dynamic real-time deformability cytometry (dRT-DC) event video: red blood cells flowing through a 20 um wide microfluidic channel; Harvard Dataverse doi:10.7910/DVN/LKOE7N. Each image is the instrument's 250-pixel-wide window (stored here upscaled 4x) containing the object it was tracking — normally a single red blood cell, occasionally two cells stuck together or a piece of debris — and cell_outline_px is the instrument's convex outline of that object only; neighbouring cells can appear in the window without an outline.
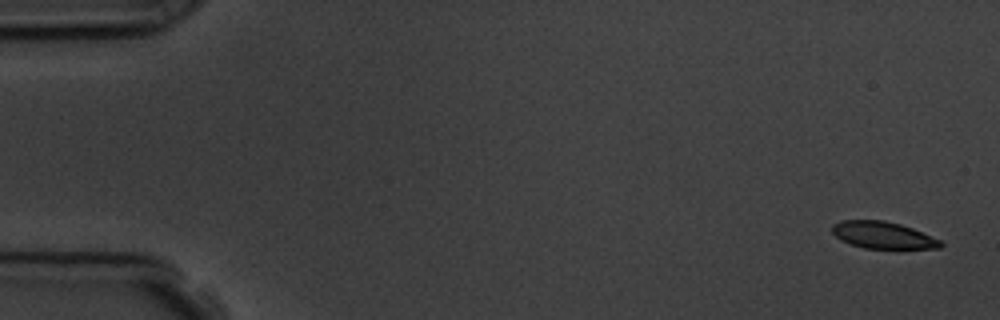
{"species": "common noctule bat (a hibernating species)", "species_latin": "Nyctalus noctula", "temperature_condition": "room temperature", "stored_images_in_passage": 4, "camera_frame_rate_fps": 3000, "um_per_image_px": 0.085, "animal": {"sex": "male", "body_mass_g": 19.5, "forearm_length_mm": 54.6}, "frame": {"image": 1, "passage_image": 1, "time_ms": 0.0, "image_size_px": [1000, 320], "cell_outline_px": [[944, 244], [940, 248], [864, 248], [840, 240], [832, 232], [832, 224], [840, 220], [884, 220], [900, 224], [912, 228], [940, 240]], "centroid_in_image_um": [75.02, 19.97], "position_along_channel_um": 10.0, "area_um2": 16.88}}
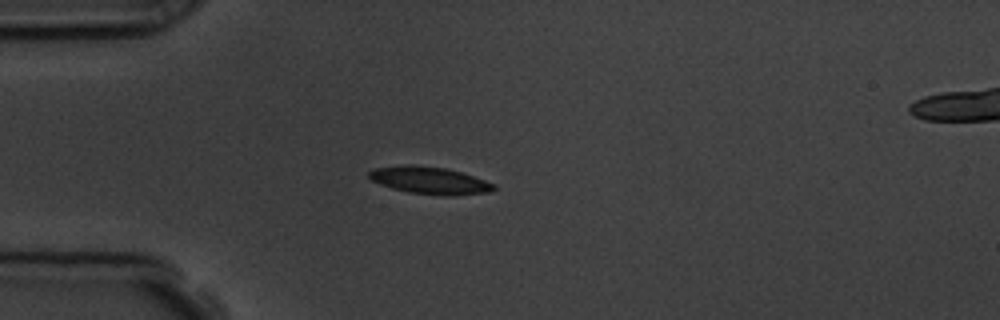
{"frame": {"image": 2, "passage_image": 4, "time_ms": 4.333, "image_size_px": [1000, 320], "cell_outline_px": [[496, 188], [488, 192], [452, 196], [440, 196], [408, 192], [392, 188], [380, 184], [372, 180], [368, 176], [368, 172], [372, 168], [404, 164], [408, 164], [444, 168], [460, 172], [496, 184]], "centroid_in_image_um": [36.49, 15.34], "position_along_channel_um": 48.5, "area_um2": 19.88}}